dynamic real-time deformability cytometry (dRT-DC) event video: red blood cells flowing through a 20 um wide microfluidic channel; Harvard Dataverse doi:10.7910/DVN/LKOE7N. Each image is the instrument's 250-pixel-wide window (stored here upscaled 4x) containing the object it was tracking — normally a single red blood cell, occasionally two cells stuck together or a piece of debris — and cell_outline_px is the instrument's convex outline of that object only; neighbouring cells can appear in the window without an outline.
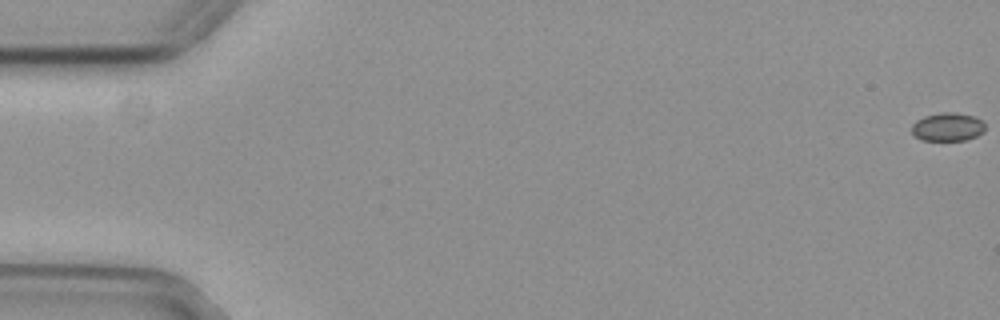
{"species": "common noctule bat (a hibernating species)", "species_latin": "Nyctalus noctula", "temperature_condition": "cold", "stored_images_in_passage": 57, "camera_frame_rate_fps": 3000, "um_per_image_px": 0.085, "animal": {"sex": "female", "body_mass_g": 29.2, "forearm_length_mm": 56.3}, "frame": {"image": 1, "passage_image": 1, "time_ms": 0.0, "image_size_px": [1000, 320], "cell_outline_px": [[984, 132], [976, 136], [964, 140], [920, 140], [912, 132], [912, 124], [916, 120], [924, 116], [940, 112], [956, 112], [972, 116], [984, 120]], "centroid_in_image_um": [80.55, 10.77], "position_along_channel_um": 4.4, "area_um2": 12.2}}
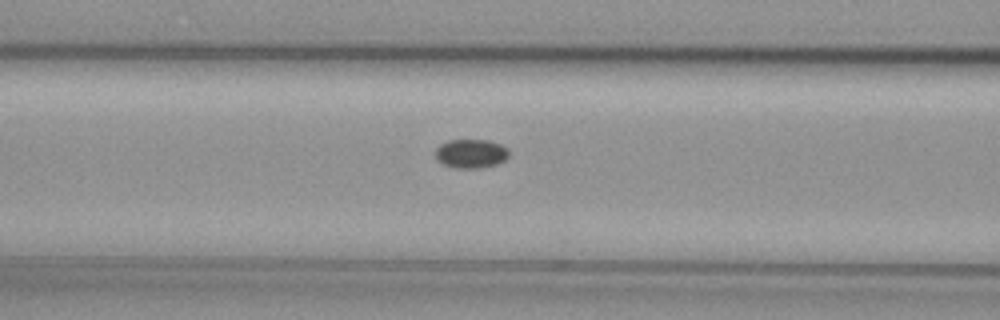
{"frame": {"image": 2, "passage_image": 24, "time_ms": 7.667, "image_size_px": [1000, 320], "cell_outline_px": [[508, 156], [504, 160], [496, 164], [480, 168], [456, 168], [444, 164], [436, 160], [436, 148], [440, 144], [448, 140], [488, 140], [500, 144], [508, 148]], "centroid_in_image_um": [40.02, 13.05], "position_along_channel_um": 126.6, "area_um2": 12.37}}
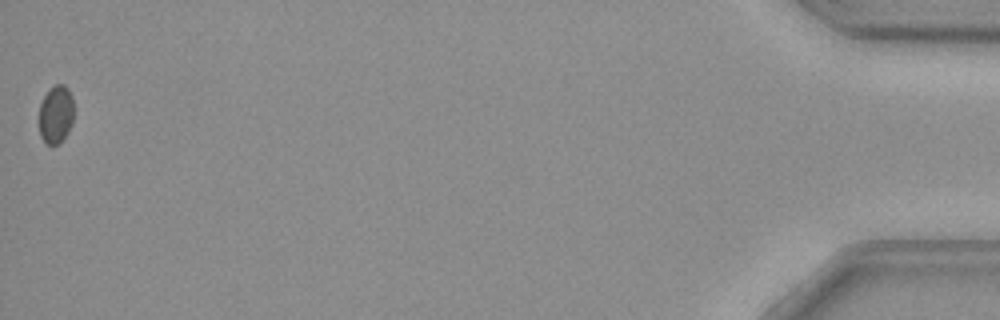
{"frame": {"image": 3, "passage_image": 57, "time_ms": 18.667, "image_size_px": [1000, 320], "cell_outline_px": [[72, 124], [68, 132], [56, 144], [44, 144], [40, 136], [40, 104], [48, 88], [56, 84], [64, 84], [68, 88], [72, 96]], "centroid_in_image_um": [4.74, 9.69], "position_along_channel_um": 430.5, "area_um2": 11.68}}